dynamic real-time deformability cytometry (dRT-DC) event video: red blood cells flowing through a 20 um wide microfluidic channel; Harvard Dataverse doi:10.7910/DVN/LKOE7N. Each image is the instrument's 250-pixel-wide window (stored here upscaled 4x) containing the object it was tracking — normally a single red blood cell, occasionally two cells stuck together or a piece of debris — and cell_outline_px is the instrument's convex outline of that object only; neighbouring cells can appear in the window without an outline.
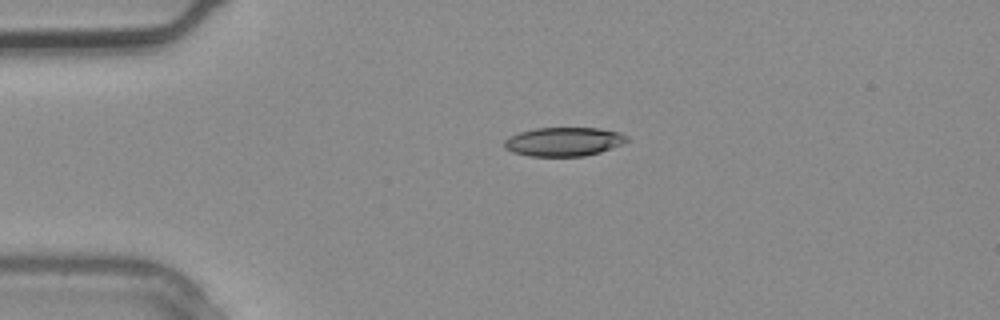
{"species": "common noctule bat (a hibernating species)", "species_latin": "Nyctalus noctula", "temperature_condition": "warm", "stored_images_in_passage": 2, "camera_frame_rate_fps": 3000, "um_per_image_px": 0.085, "animal": {"sex": "male", "body_mass_g": 20.4}, "frame": {"image": 1, "passage_image": 1, "time_ms": 0.0, "image_size_px": [1000, 320], "cell_outline_px": [[628, 140], [620, 144], [600, 152], [584, 156], [528, 156], [512, 152], [504, 148], [504, 140], [508, 136], [520, 132], [536, 128], [600, 128], [616, 132], [628, 136]], "centroid_in_image_um": [47.86, 12.04], "position_along_channel_um": 37.1, "area_um2": 20.52}}